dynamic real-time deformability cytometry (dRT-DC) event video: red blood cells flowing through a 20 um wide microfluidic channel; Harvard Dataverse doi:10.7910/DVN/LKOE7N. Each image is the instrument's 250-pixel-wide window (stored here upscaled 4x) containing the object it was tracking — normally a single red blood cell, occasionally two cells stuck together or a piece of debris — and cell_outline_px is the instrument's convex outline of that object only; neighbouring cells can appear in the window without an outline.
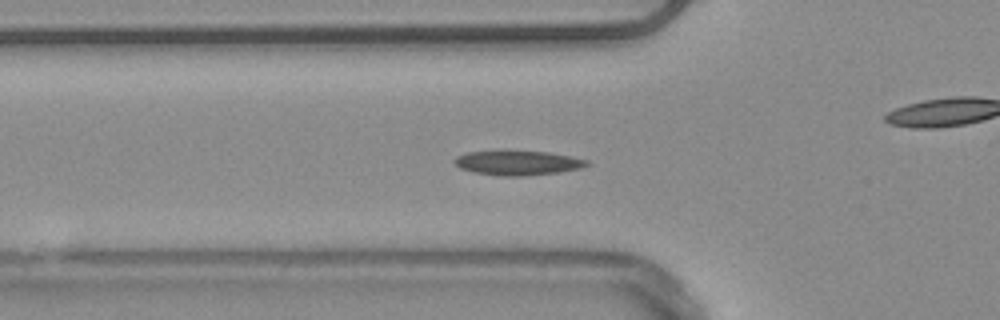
{"species": "common noctule bat (a hibernating species)", "species_latin": "Nyctalus noctula", "temperature_condition": "warm", "stored_images_in_passage": 50, "camera_frame_rate_fps": 3000, "um_per_image_px": 0.085, "animal": {"sex": "male", "body_mass_g": 20.4}, "frame": {"image": 1, "passage_image": 15, "time_ms": 4.667, "image_size_px": [1000, 320], "cell_outline_px": [[592, 164], [580, 168], [560, 172], [524, 176], [500, 176], [472, 172], [460, 168], [452, 160], [456, 156], [468, 152], [504, 148], [548, 152], [572, 156], [588, 160]], "centroid_in_image_um": [43.98, 13.8], "position_along_channel_um": 81.8, "area_um2": 19.88}}